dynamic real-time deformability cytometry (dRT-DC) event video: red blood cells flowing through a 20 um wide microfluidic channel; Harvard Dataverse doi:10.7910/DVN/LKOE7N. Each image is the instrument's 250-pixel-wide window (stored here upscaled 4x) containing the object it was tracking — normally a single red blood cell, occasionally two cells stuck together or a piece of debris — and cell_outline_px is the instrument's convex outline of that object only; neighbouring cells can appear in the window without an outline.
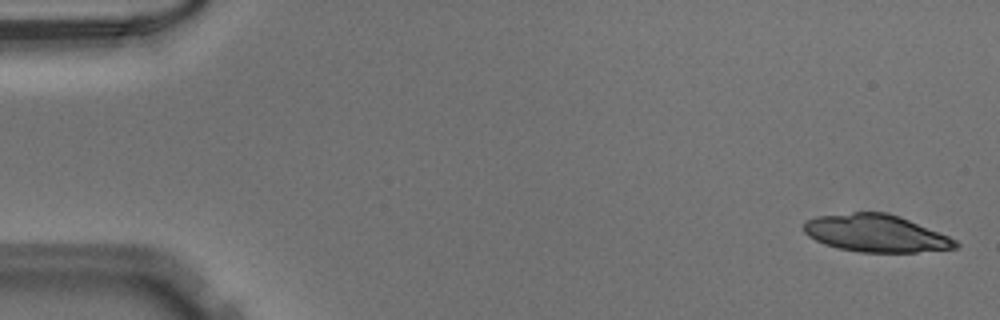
{"species": "Egyptian fruit bat (a non-hibernating species)", "species_latin": "Rousettus aegyptiacus", "temperature_condition": "warm", "stored_images_in_passage": 16, "camera_frame_rate_fps": 3000, "um_per_image_px": 0.085, "animal": {"sex": "male"}, "frame": {"image": 1, "passage_image": 2, "time_ms": 0.333, "image_size_px": [1000, 320], "cell_outline_px": [[960, 244], [956, 248], [916, 252], [860, 252], [840, 248], [824, 244], [808, 236], [804, 232], [804, 224], [808, 220], [816, 216], [852, 212], [884, 212], [908, 220], [948, 236], [956, 240]], "centroid_in_image_um": [74.43, 19.83], "position_along_channel_um": 10.6, "area_um2": 32.6}}
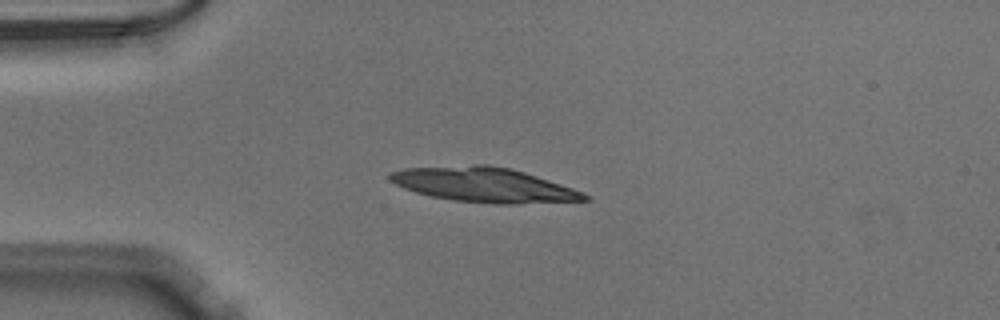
{"frame": {"image": 2, "passage_image": 13, "time_ms": 4.0, "image_size_px": [1000, 320], "cell_outline_px": [[588, 200], [520, 204], [496, 204], [452, 200], [432, 196], [416, 192], [404, 188], [388, 180], [388, 176], [392, 172], [404, 168], [476, 164], [488, 164], [508, 168], [524, 172], [584, 192], [588, 196]], "centroid_in_image_um": [41.12, 15.71], "position_along_channel_um": 43.9, "area_um2": 39.13}}